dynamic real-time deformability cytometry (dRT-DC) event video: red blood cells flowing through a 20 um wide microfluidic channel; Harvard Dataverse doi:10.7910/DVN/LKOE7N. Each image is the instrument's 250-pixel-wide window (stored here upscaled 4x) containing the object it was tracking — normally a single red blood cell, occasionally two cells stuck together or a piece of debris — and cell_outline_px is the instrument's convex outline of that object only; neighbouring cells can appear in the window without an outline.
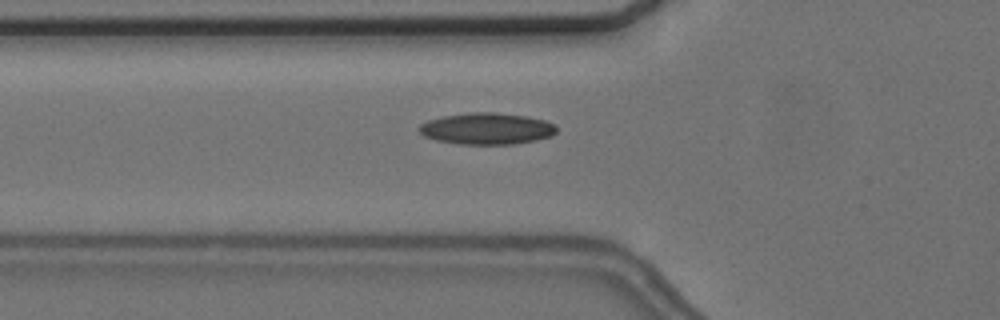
{"species": "common noctule bat (a hibernating species)", "species_latin": "Nyctalus noctula", "temperature_condition": "cold", "stored_images_in_passage": 40, "camera_frame_rate_fps": 3000, "um_per_image_px": 0.085, "animal": {"sex": "female", "body_mass_g": 24.6, "forearm_length_mm": 56.2}, "frame": {"image": 1, "passage_image": 4, "time_ms": 1.0, "image_size_px": [1000, 320], "cell_outline_px": [[556, 132], [552, 136], [536, 140], [516, 144], [460, 144], [436, 140], [424, 136], [416, 128], [420, 124], [428, 120], [444, 116], [468, 112], [496, 112], [528, 116], [544, 120], [556, 124]], "centroid_in_image_um": [41.38, 10.93], "position_along_channel_um": 84.4, "area_um2": 25.49}}
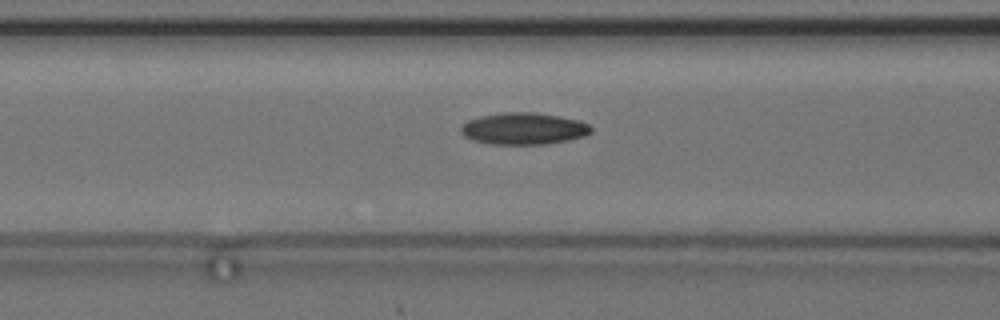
{"frame": {"image": 2, "passage_image": 7, "time_ms": 2.0, "image_size_px": [1000, 320], "cell_outline_px": [[592, 132], [584, 136], [568, 140], [548, 144], [492, 144], [472, 140], [464, 136], [460, 132], [460, 128], [468, 120], [480, 116], [504, 112], [532, 112], [560, 116], [580, 120], [588, 124], [592, 128]], "centroid_in_image_um": [44.52, 10.93], "position_along_channel_um": 122.1, "area_um2": 24.22}}
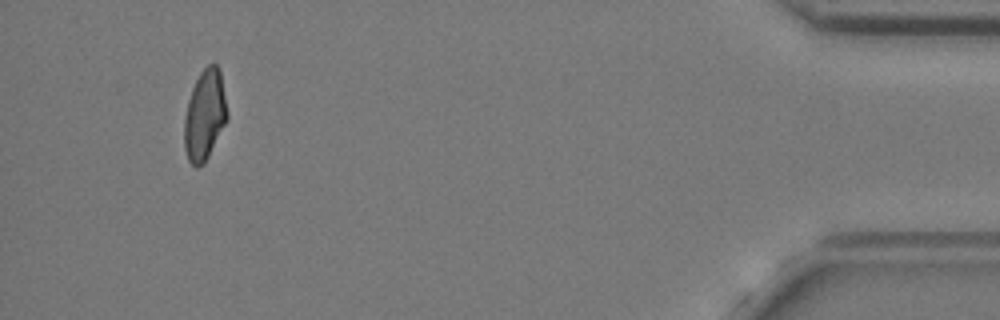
{"frame": {"image": 3, "passage_image": 37, "time_ms": 12.0, "image_size_px": [1000, 320], "cell_outline_px": [[228, 120], [204, 164], [196, 168], [188, 160], [184, 148], [184, 116], [188, 100], [192, 88], [200, 72], [208, 64], [216, 64], [220, 68], [228, 112]], "centroid_in_image_um": [17.41, 9.79], "position_along_channel_um": 417.8, "area_um2": 22.95}, "authors_computed_cell_mechanics": {"area_um2": 23.0911, "velocity_mm_per_s": 3.6674, "shape_relaxation_time_tau1_ms": null, "shape_relaxation_time_tau2_ms": 3.2161, "deformation_change_tau1": null, "deformation_change_tau2": 0.097}}